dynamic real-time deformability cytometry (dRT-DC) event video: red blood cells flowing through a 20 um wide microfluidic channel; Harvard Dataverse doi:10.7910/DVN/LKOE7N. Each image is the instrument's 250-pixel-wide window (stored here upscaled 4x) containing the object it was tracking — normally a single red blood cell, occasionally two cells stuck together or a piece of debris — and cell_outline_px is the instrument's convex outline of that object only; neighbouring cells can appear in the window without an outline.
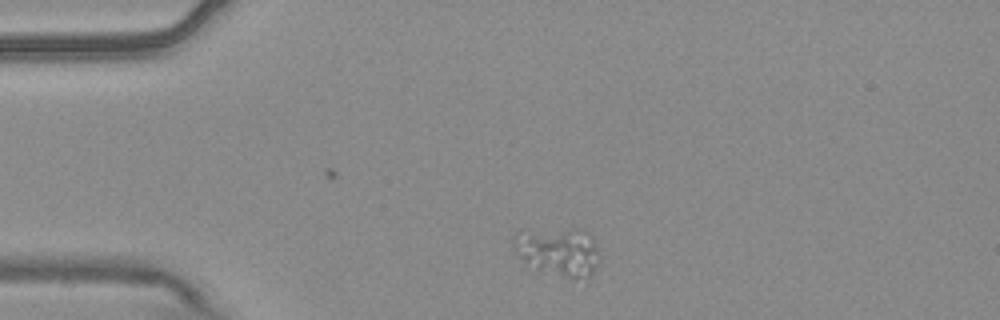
{"species": "common noctule bat (a hibernating species)", "species_latin": "Nyctalus noctula", "temperature_condition": "warm", "stored_images_in_passage": 2, "camera_frame_rate_fps": 3000, "um_per_image_px": 0.085, "animal": {"sex": "male", "body_mass_g": 20.4}, "frame": {"image": 1, "passage_image": 2, "time_ms": 0.333, "image_size_px": [1000, 320], "cell_outline_px": [[600, 260], [588, 284], [572, 280], [536, 268], [524, 260], [520, 256], [508, 240], [516, 228], [580, 228], [588, 232], [600, 256]], "centroid_in_image_um": [47.44, 21.36], "position_along_channel_um": 37.6, "area_um2": 25.89}}